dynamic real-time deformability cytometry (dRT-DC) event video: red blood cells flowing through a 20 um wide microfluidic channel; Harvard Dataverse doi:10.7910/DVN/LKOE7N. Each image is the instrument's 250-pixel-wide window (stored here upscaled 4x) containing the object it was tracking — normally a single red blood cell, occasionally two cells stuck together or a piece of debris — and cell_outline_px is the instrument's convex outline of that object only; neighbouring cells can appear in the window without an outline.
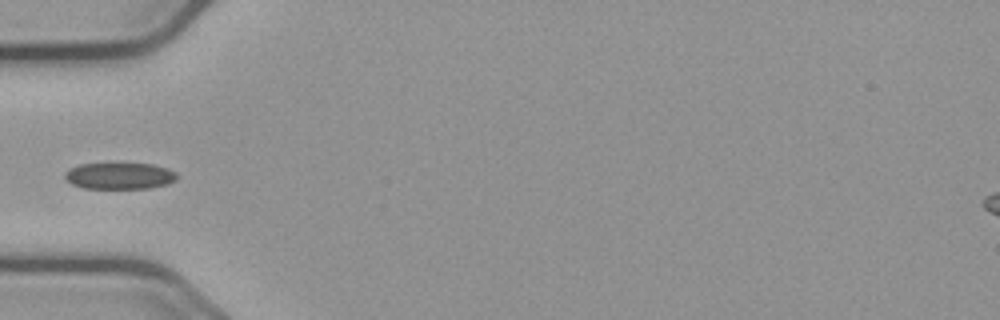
{"species": "common noctule bat (a hibernating species)", "species_latin": "Nyctalus noctula", "temperature_condition": "cold", "stored_images_in_passage": 38, "camera_frame_rate_fps": 3000, "um_per_image_px": 0.085, "animal": {"sex": "male", "body_mass_g": 23.1, "forearm_length_mm": 52.7}, "frame": {"image": 1, "passage_image": 1, "time_ms": 0.0, "image_size_px": [1000, 320], "cell_outline_px": [[176, 180], [168, 184], [148, 188], [84, 188], [72, 184], [64, 176], [64, 172], [68, 168], [80, 164], [152, 164], [168, 168], [176, 172]], "centroid_in_image_um": [10.16, 14.95], "position_along_channel_um": 74.8, "area_um2": 17.22}}
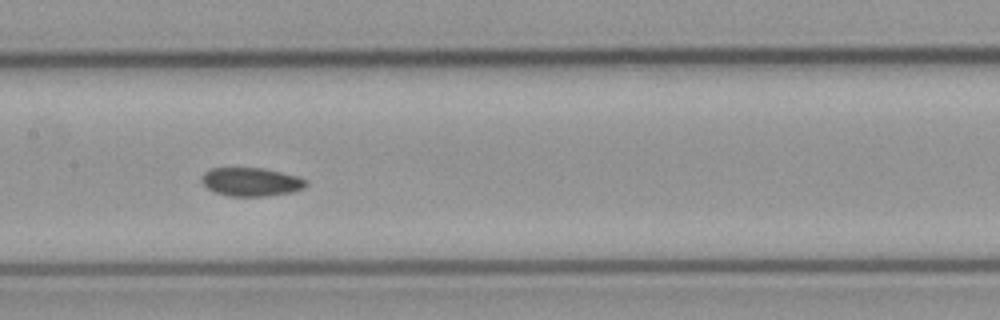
{"frame": {"image": 2, "passage_image": 10, "time_ms": 3.0, "image_size_px": [1000, 320], "cell_outline_px": [[308, 184], [304, 188], [292, 192], [264, 196], [228, 196], [216, 192], [208, 188], [200, 180], [200, 176], [204, 172], [212, 168], [264, 168], [296, 176], [308, 180]], "centroid_in_image_um": [21.34, 15.45], "position_along_channel_um": 186.1, "area_um2": 17.34}}
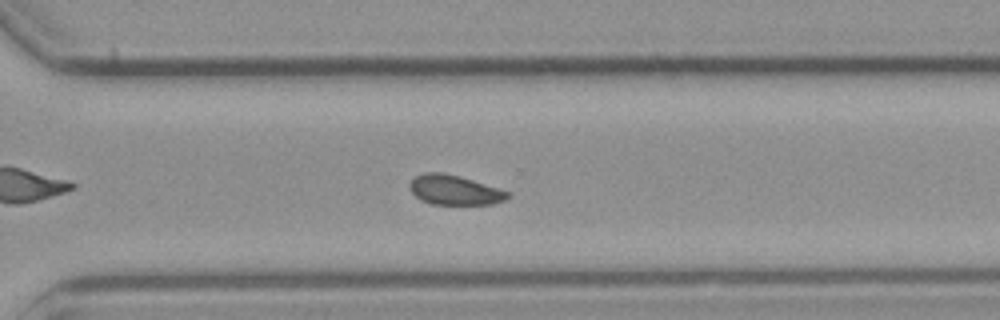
{"frame": {"image": 3, "passage_image": 22, "time_ms": 7.0, "image_size_px": [1000, 320], "cell_outline_px": [[512, 196], [504, 200], [492, 204], [432, 204], [420, 200], [412, 192], [408, 184], [416, 176], [424, 172], [440, 172], [460, 176], [508, 192]], "centroid_in_image_um": [38.6, 16.15], "position_along_channel_um": 332.0, "area_um2": 16.76}}